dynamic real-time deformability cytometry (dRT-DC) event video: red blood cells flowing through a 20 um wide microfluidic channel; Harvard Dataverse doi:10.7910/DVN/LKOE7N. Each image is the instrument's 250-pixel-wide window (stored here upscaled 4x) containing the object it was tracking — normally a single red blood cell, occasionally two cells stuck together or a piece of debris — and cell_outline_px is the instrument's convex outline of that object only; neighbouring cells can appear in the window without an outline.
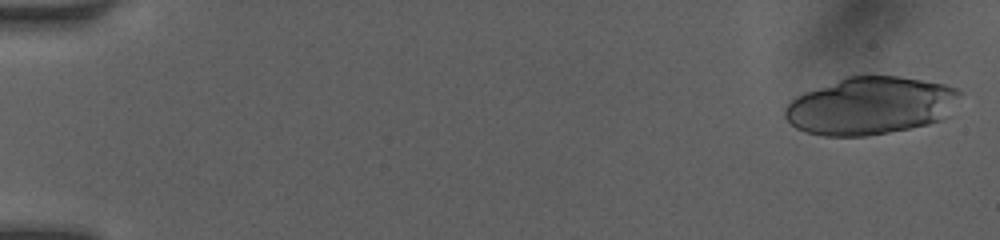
{"species": "human", "species_latin": "Homo sapiens", "temperature_condition": "room temperature", "stored_images_in_passage": 17, "camera_frame_rate_fps": 3000, "um_per_image_px": 0.085, "donor": {"sex": "female"}, "frame": {"image": 1, "passage_image": 2, "time_ms": 0.333, "image_size_px": [1000, 240], "cell_outline_px": [[964, 92], [948, 116], [944, 120], [928, 124], [868, 136], [824, 136], [808, 132], [796, 128], [784, 116], [784, 108], [796, 96], [848, 76], [896, 76], [944, 84], [956, 88]], "centroid_in_image_um": [74.04, 9.0], "position_along_channel_um": 11.0, "area_um2": 58.55}}
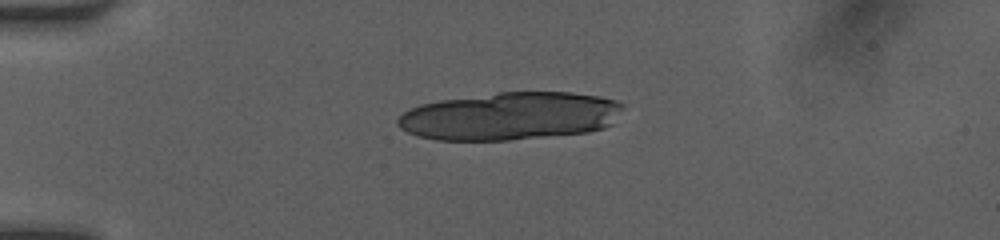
{"frame": {"image": 2, "passage_image": 13, "time_ms": 4.0, "image_size_px": [1000, 240], "cell_outline_px": [[624, 108], [612, 124], [604, 128], [588, 132], [508, 140], [436, 140], [420, 136], [408, 132], [400, 128], [396, 124], [396, 120], [404, 112], [420, 104], [440, 100], [500, 92], [572, 92], [600, 96], [616, 100], [624, 104]], "centroid_in_image_um": [43.39, 9.86], "position_along_channel_um": 41.6, "area_um2": 62.89}}